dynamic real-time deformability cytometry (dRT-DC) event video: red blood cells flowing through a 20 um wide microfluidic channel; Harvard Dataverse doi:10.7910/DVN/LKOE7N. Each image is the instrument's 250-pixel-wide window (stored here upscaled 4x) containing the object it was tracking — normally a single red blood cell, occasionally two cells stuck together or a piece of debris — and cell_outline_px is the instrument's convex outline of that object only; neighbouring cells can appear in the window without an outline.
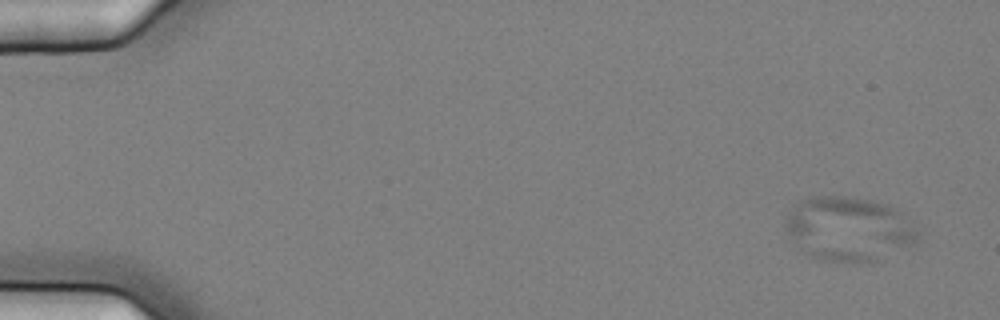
{"species": "common noctule bat (a hibernating species)", "species_latin": "Nyctalus noctula", "temperature_condition": "cold", "stored_images_in_passage": 5, "camera_frame_rate_fps": 3000, "um_per_image_px": 0.085, "animal": {"sex": "female", "body_mass_g": 25.1}, "frame": {"image": 1, "passage_image": 2, "time_ms": 0.333, "image_size_px": [1000, 320], "cell_outline_px": [[920, 236], [916, 244], [872, 264], [856, 264], [816, 260], [808, 256], [792, 240], [784, 228], [784, 220], [792, 204], [808, 196], [844, 196], [872, 200], [888, 204], [896, 208], [920, 232]], "centroid_in_image_um": [72.14, 19.49], "position_along_channel_um": 12.9, "area_um2": 51.21}}
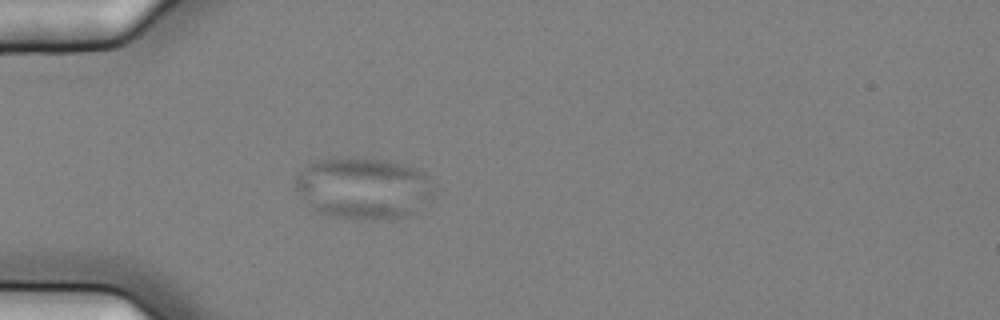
{"frame": {"image": 2, "passage_image": 5, "time_ms": 1.333, "image_size_px": [1000, 320], "cell_outline_px": [[436, 188], [432, 200], [408, 216], [392, 220], [372, 220], [332, 216], [320, 212], [304, 204], [296, 188], [296, 172], [308, 164], [316, 160], [340, 156], [384, 160], [400, 164], [424, 172]], "centroid_in_image_um": [30.89, 16.0], "position_along_channel_um": 54.1, "area_um2": 50.58}}